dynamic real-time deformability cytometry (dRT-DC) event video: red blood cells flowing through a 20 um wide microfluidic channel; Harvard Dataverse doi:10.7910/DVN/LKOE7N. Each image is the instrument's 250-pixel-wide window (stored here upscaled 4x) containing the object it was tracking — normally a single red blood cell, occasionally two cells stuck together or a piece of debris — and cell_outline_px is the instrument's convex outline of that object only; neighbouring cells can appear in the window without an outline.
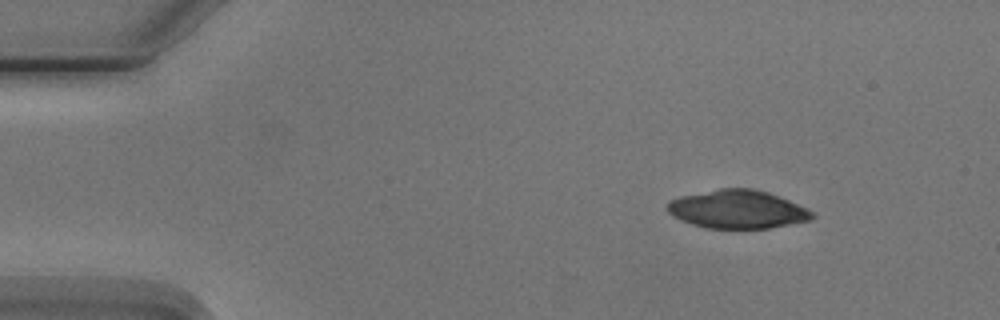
{"species": "Egyptian fruit bat (a non-hibernating species)", "species_latin": "Rousettus aegyptiacus", "temperature_condition": "cold", "stored_images_in_passage": 3, "camera_frame_rate_fps": 3000, "um_per_image_px": 0.085, "animal": {"sex": "male"}, "frame": {"image": 1, "passage_image": 1, "time_ms": 0.0, "image_size_px": [1000, 320], "cell_outline_px": [[816, 216], [808, 220], [768, 228], [704, 228], [680, 220], [668, 212], [668, 204], [672, 200], [684, 196], [720, 188], [752, 188], [768, 192], [808, 208]], "centroid_in_image_um": [62.71, 17.79], "position_along_channel_um": 22.3, "area_um2": 31.91}}